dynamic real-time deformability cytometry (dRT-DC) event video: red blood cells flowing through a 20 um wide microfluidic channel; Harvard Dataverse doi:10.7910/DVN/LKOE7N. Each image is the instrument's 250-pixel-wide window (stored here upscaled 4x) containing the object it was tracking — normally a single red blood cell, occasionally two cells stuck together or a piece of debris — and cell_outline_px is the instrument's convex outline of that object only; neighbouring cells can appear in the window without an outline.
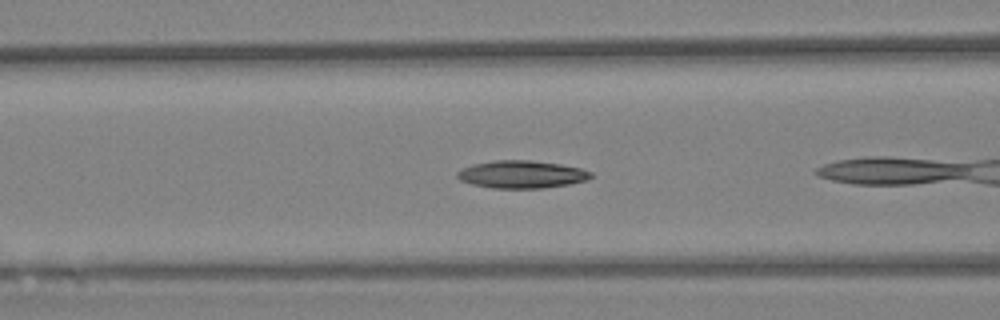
{"species": "Egyptian fruit bat (a non-hibernating species)", "species_latin": "Rousettus aegyptiacus", "temperature_condition": "warm", "stored_images_in_passage": 10, "camera_frame_rate_fps": 3000, "um_per_image_px": 0.085, "animal": {"sex": "female"}, "frame": {"image": 1, "passage_image": 5, "time_ms": 1.333, "image_size_px": [1000, 320], "cell_outline_px": [[592, 176], [588, 180], [568, 184], [544, 188], [492, 188], [472, 184], [460, 180], [456, 176], [456, 172], [460, 168], [472, 164], [496, 160], [532, 160], [560, 164], [580, 168], [592, 172]], "centroid_in_image_um": [44.31, 14.82], "position_along_channel_um": 122.3, "area_um2": 21.62}}